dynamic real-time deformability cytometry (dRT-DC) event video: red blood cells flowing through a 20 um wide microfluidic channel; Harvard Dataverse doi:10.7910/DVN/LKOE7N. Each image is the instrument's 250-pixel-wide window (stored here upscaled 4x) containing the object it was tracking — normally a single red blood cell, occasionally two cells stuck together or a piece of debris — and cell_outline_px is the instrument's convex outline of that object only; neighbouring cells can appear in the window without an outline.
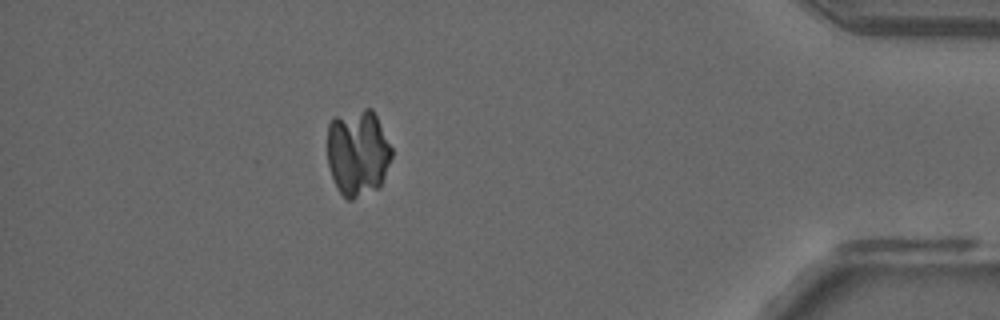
{"species": "common noctule bat (a hibernating species)", "species_latin": "Nyctalus noctula", "temperature_condition": "room temperature", "stored_images_in_passage": 36, "camera_frame_rate_fps": 3000, "um_per_image_px": 0.085, "animal": {"sex": "male", "forearm_length_mm": 52.5}, "frame": {"image": 1, "passage_image": 35, "time_ms": 11.333, "image_size_px": [1000, 320], "cell_outline_px": [[392, 156], [380, 188], [352, 200], [348, 200], [336, 188], [328, 164], [328, 124], [336, 116], [364, 108], [372, 108], [392, 148]], "centroid_in_image_um": [30.42, 13.0], "position_along_channel_um": 404.8, "area_um2": 32.6}}